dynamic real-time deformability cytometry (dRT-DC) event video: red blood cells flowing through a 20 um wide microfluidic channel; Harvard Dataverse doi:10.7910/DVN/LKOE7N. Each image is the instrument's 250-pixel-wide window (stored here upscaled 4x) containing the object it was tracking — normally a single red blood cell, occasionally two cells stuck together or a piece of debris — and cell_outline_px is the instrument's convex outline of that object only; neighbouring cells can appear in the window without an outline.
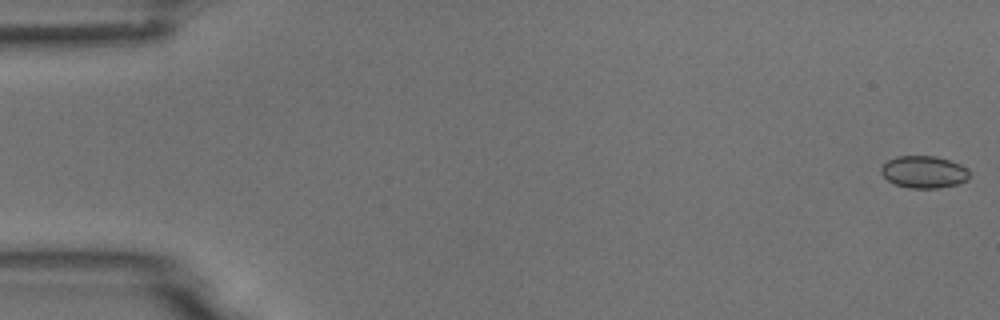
{"species": "common noctule bat (a hibernating species)", "species_latin": "Nyctalus noctula", "temperature_condition": "room temperature", "stored_images_in_passage": 54, "camera_frame_rate_fps": 3000, "um_per_image_px": 0.085, "animal": {"sex": "male", "body_mass_g": 18.8}, "frame": {"image": 1, "passage_image": 1, "time_ms": 0.0, "image_size_px": [1000, 320], "cell_outline_px": [[968, 180], [956, 184], [940, 188], [908, 188], [896, 184], [888, 180], [880, 172], [880, 168], [888, 160], [896, 156], [936, 156], [960, 164], [968, 172]], "centroid_in_image_um": [78.5, 14.62], "position_along_channel_um": 6.5, "area_um2": 16.42}}
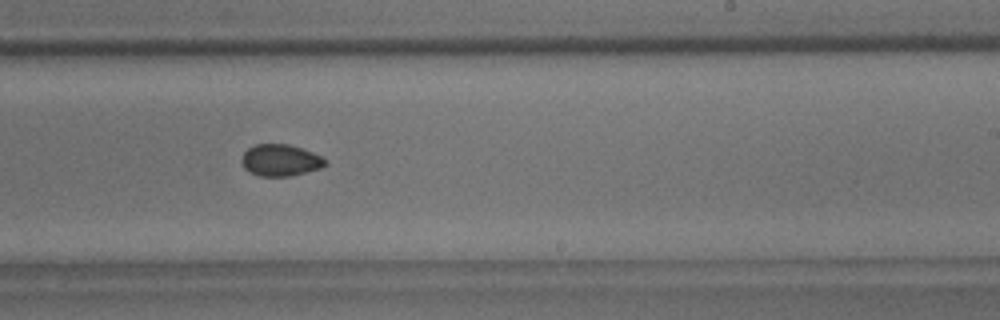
{"frame": {"image": 2, "passage_image": 33, "time_ms": 10.667, "image_size_px": [1000, 320], "cell_outline_px": [[328, 164], [320, 168], [292, 176], [260, 176], [248, 172], [244, 168], [240, 160], [244, 152], [248, 148], [256, 144], [288, 144], [312, 152], [328, 160]], "centroid_in_image_um": [23.82, 13.63], "position_along_channel_um": 265.2, "area_um2": 15.55}}
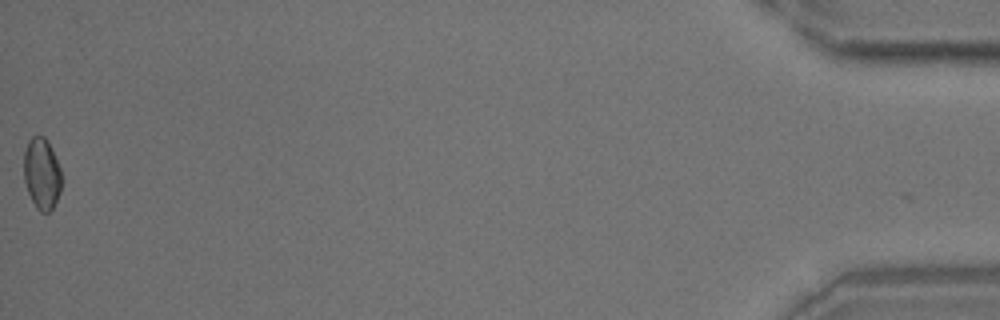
{"frame": {"image": 3, "passage_image": 54, "time_ms": 17.667, "image_size_px": [1000, 320], "cell_outline_px": [[60, 192], [52, 208], [48, 212], [40, 212], [36, 208], [28, 192], [24, 180], [24, 152], [28, 140], [32, 136], [44, 136], [48, 140], [60, 168]], "centroid_in_image_um": [3.53, 14.74], "position_along_channel_um": 431.7, "area_um2": 15.55}}